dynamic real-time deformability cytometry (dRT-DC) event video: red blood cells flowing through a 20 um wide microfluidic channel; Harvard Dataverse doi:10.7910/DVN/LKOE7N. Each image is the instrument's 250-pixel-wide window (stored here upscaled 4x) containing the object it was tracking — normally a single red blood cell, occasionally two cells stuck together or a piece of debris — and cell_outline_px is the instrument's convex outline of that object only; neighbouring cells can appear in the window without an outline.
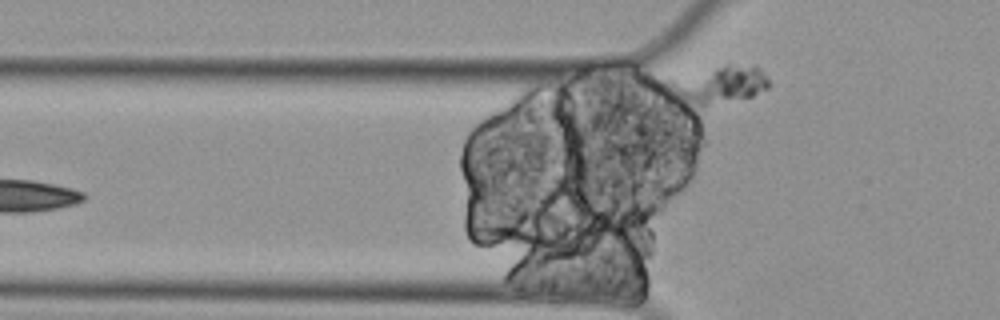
{"species": "Egyptian fruit bat (a non-hibernating species)", "species_latin": "Rousettus aegyptiacus", "temperature_condition": "cold", "stored_images_in_passage": 4, "camera_frame_rate_fps": 3000, "um_per_image_px": 0.085, "animal": {"sex": "female"}, "frame": {"image": 1, "passage_image": 4, "time_ms": 1.0, "image_size_px": [1000, 320], "cell_outline_px": [[768, 88], [752, 96], [708, 104], [700, 104], [676, 92], [664, 80], [668, 76], [728, 64], [760, 68], [768, 80]], "centroid_in_image_um": [61.13, 7.1], "position_along_channel_um": 64.7, "area_um2": 20.75}}